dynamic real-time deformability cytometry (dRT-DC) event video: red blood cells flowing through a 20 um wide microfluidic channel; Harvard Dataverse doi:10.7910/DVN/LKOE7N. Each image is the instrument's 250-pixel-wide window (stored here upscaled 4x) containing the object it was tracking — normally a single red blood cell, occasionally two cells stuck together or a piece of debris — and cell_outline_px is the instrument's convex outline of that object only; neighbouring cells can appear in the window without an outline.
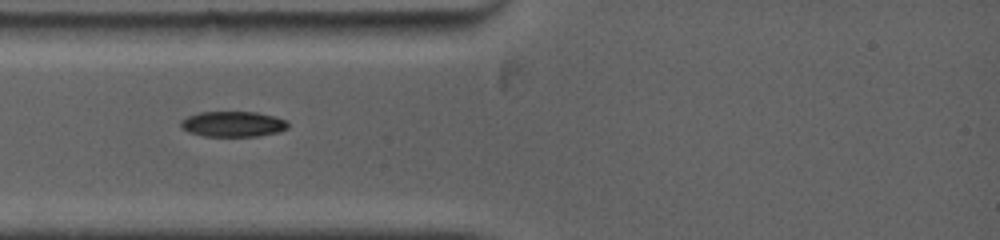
{"species": "common noctule bat (a hibernating species)", "species_latin": "Nyctalus noctula", "temperature_condition": "warm", "stored_images_in_passage": 31, "camera_frame_rate_fps": 5000, "um_per_image_px": 0.085, "animal": {"sex": "female", "body_mass_g": 19.0, "forearm_length_mm": 53.3}, "frame": {"image": 1, "passage_image": 6, "time_ms": 2.2, "image_size_px": [1000, 240], "cell_outline_px": [[288, 128], [276, 132], [256, 136], [204, 136], [188, 132], [180, 128], [180, 120], [188, 116], [200, 112], [256, 112], [272, 116], [284, 120], [288, 124]], "centroid_in_image_um": [19.73, 10.54], "position_along_channel_um": 65.3, "area_um2": 15.78}}
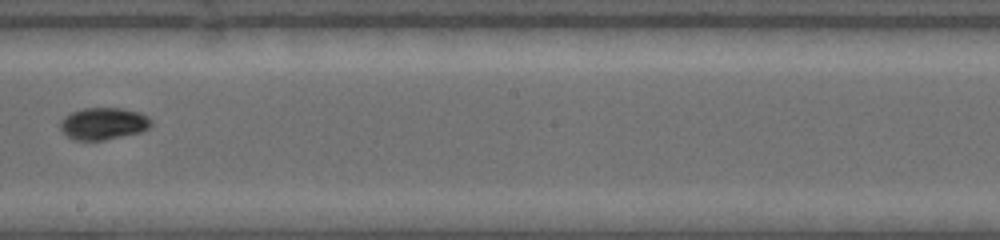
{"frame": {"image": 2, "passage_image": 15, "time_ms": 6.6, "image_size_px": [1000, 240], "cell_outline_px": [[152, 124], [148, 128], [140, 132], [104, 140], [72, 140], [60, 128], [60, 120], [64, 116], [72, 112], [84, 108], [120, 108], [140, 112], [148, 116], [152, 120]], "centroid_in_image_um": [8.79, 10.5], "position_along_channel_um": 239.4, "area_um2": 16.99}}
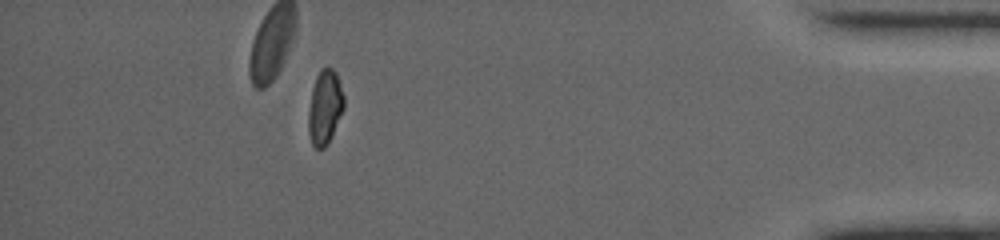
{"frame": {"image": 3, "passage_image": 24, "time_ms": 12.4, "image_size_px": [1000, 240], "cell_outline_px": [[344, 108], [332, 136], [328, 144], [324, 148], [316, 148], [312, 144], [308, 132], [308, 112], [312, 88], [316, 76], [320, 68], [332, 68], [336, 72], [344, 96]], "centroid_in_image_um": [27.61, 9.12], "position_along_channel_um": 407.6, "area_um2": 15.49}, "authors_computed_cell_mechanics": {"area_um2": 15.7794, "velocity_mm_per_s": 3.9575, "shape_relaxation_time_tau1_ms": 2.7681, "shape_relaxation_time_tau2_ms": null, "deformation_change_tau1": 0.1436, "deformation_change_tau2": null}}